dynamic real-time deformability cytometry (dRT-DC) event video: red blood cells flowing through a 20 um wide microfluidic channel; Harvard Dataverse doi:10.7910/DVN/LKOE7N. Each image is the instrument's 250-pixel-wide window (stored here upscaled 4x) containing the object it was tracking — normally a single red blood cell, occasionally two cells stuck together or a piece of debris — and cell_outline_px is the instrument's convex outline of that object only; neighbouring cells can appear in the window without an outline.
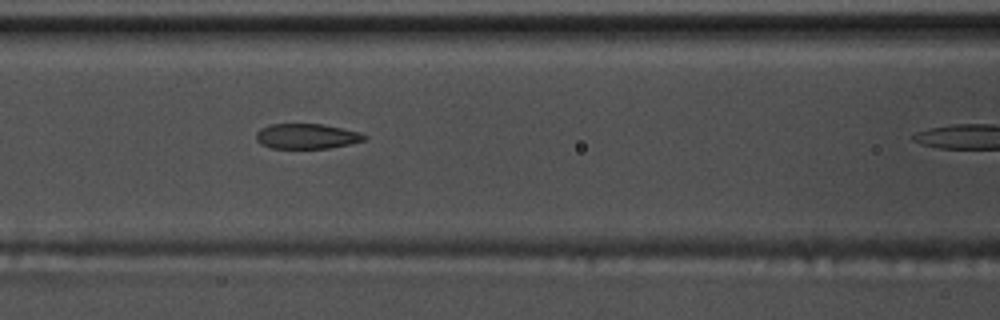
{"species": "common noctule bat (a hibernating species)", "species_latin": "Nyctalus noctula", "temperature_condition": "warm", "stored_images_in_passage": 8, "camera_frame_rate_fps": 3000, "um_per_image_px": 0.085, "animal": {"sex": "male", "body_mass_g": 17.5, "forearm_length_mm": 52.3}, "frame": {"image": 1, "passage_image": 7, "time_ms": 2.0, "image_size_px": [1000, 320], "cell_outline_px": [[368, 136], [364, 140], [348, 144], [328, 148], [272, 148], [260, 144], [256, 140], [256, 132], [260, 128], [272, 124], [324, 124], [360, 132]], "centroid_in_image_um": [26.05, 11.57], "position_along_channel_um": 140.5, "area_um2": 15.84}}